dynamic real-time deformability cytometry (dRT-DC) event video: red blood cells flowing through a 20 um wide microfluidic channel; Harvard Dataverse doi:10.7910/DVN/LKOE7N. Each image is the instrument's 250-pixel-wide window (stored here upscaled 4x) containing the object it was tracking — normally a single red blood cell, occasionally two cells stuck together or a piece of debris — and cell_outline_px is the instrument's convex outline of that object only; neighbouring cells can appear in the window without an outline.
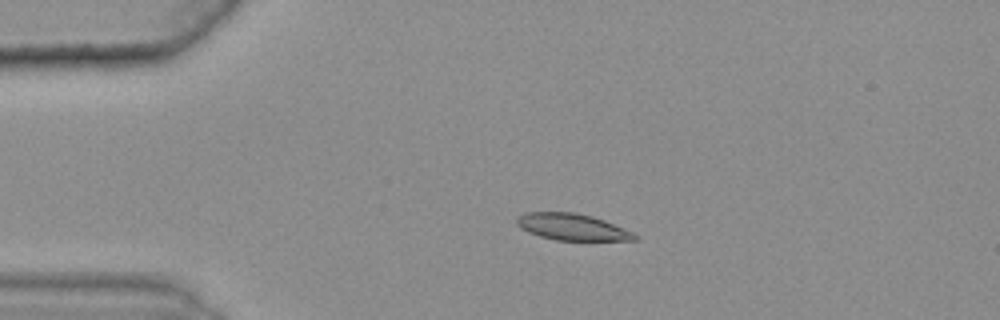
{"species": "common noctule bat (a hibernating species)", "species_latin": "Nyctalus noctula", "temperature_condition": "warm", "stored_images_in_passage": 46, "camera_frame_rate_fps": 3000, "um_per_image_px": 0.085, "animal": {"sex": "female", "body_mass_g": 25.1}, "frame": {"image": 1, "passage_image": 12, "time_ms": 3.667, "image_size_px": [1000, 320], "cell_outline_px": [[640, 236], [636, 240], [556, 240], [540, 236], [528, 232], [520, 228], [516, 224], [516, 216], [524, 212], [572, 212], [592, 216], [604, 220], [632, 232]], "centroid_in_image_um": [48.59, 19.28], "position_along_channel_um": 36.4, "area_um2": 18.26}}
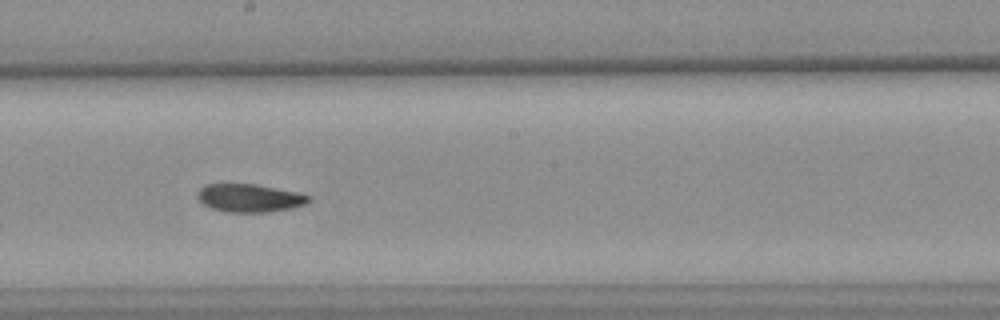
{"frame": {"image": 2, "passage_image": 31, "time_ms": 10.0, "image_size_px": [1000, 320], "cell_outline_px": [[312, 200], [304, 204], [288, 208], [264, 212], [224, 212], [212, 208], [204, 204], [200, 200], [196, 192], [204, 184], [256, 184], [296, 192], [312, 196]], "centroid_in_image_um": [21.19, 16.82], "position_along_channel_um": 227.0, "area_um2": 18.03}}
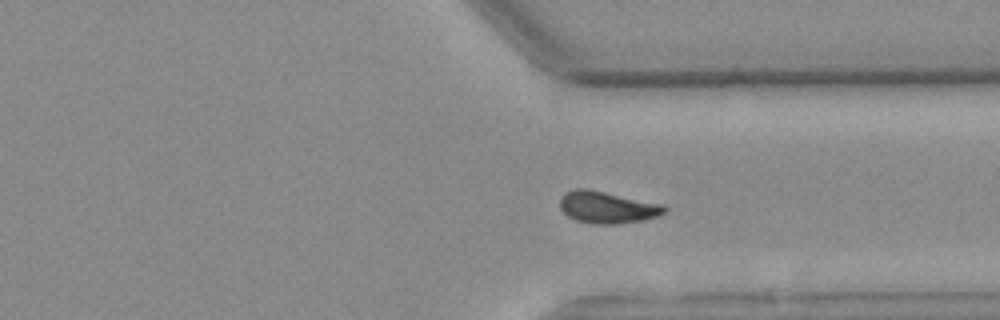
{"frame": {"image": 3, "passage_image": 42, "time_ms": 13.667, "image_size_px": [1000, 320], "cell_outline_px": [[664, 212], [656, 216], [644, 220], [616, 224], [592, 224], [576, 220], [568, 216], [560, 208], [560, 196], [564, 192], [576, 188], [584, 188], [604, 192], [660, 204], [664, 208]], "centroid_in_image_um": [51.52, 17.63], "position_along_channel_um": 359.9, "area_um2": 19.07}, "authors_computed_cell_mechanics": {"area_um2": 18.5827, "velocity_mm_per_s": 3.6013, "shape_relaxation_time_tau1_ms": null, "shape_relaxation_time_tau2_ms": 4.3098, "deformation_change_tau1": null, "deformation_change_tau2": 0.0969}}